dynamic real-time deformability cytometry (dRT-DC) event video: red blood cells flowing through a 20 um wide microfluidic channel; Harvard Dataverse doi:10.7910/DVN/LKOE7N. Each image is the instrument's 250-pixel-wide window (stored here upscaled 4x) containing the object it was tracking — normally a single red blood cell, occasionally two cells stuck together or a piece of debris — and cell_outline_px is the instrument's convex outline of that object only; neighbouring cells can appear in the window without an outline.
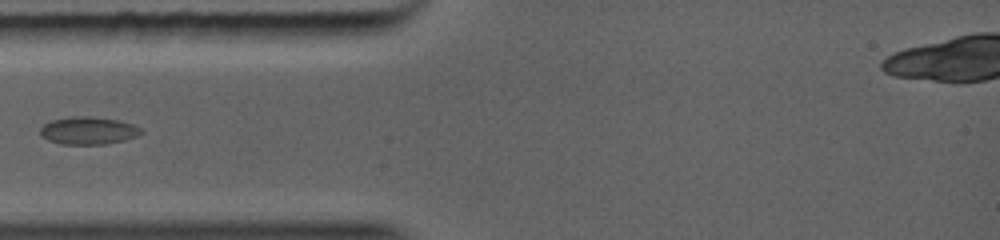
{"species": "common noctule bat (a hibernating species)", "species_latin": "Nyctalus noctula", "temperature_condition": "warm", "stored_images_in_passage": 4, "camera_frame_rate_fps": 5000, "um_per_image_px": 0.085, "animal": {"sex": "female", "body_mass_g": 19.0, "forearm_length_mm": 56.7}, "frame": {"image": 1, "passage_image": 4, "time_ms": 2.8, "image_size_px": [1000, 240], "cell_outline_px": [[144, 132], [140, 136], [124, 140], [104, 144], [60, 144], [48, 140], [40, 136], [40, 128], [44, 124], [52, 120], [72, 116], [92, 116], [120, 120], [132, 124], [140, 128]], "centroid_in_image_um": [7.52, 11.1], "position_along_channel_um": 77.5, "area_um2": 16.42}}